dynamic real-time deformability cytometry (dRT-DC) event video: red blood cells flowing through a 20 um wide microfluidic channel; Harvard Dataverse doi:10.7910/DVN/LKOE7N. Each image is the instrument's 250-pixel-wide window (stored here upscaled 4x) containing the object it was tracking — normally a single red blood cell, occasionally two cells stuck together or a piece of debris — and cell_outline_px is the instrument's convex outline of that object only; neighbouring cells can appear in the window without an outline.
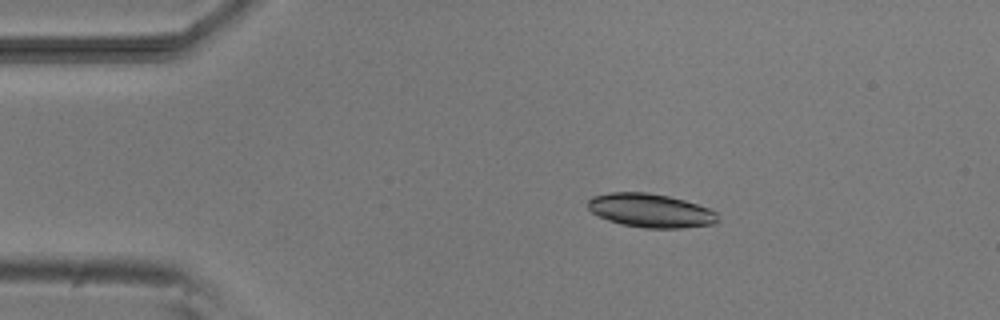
{"species": "common noctule bat (a hibernating species)", "species_latin": "Nyctalus noctula", "temperature_condition": "room temperature", "stored_images_in_passage": 5, "camera_frame_rate_fps": 3000, "um_per_image_px": 0.085, "animal": {"sex": "male", "body_mass_g": 20.5, "forearm_length_mm": 52.5}, "frame": {"image": 1, "passage_image": 2, "time_ms": 1.0, "image_size_px": [1000, 320], "cell_outline_px": [[720, 220], [716, 224], [684, 228], [644, 228], [620, 224], [608, 220], [592, 212], [588, 208], [588, 200], [592, 196], [608, 192], [648, 192], [668, 196], [684, 200], [708, 208], [716, 212]], "centroid_in_image_um": [55.31, 17.9], "position_along_channel_um": 29.7, "area_um2": 25.72}}
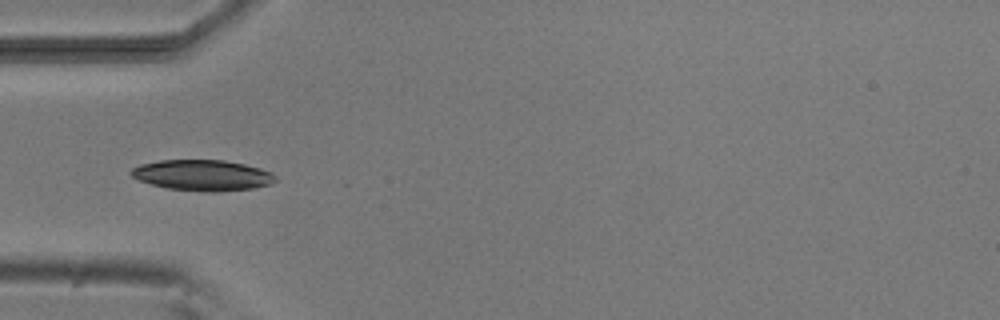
{"frame": {"image": 2, "passage_image": 4, "time_ms": 3.333, "image_size_px": [1000, 320], "cell_outline_px": [[276, 180], [272, 184], [252, 188], [220, 192], [208, 192], [168, 188], [152, 184], [140, 180], [132, 176], [128, 172], [132, 168], [140, 164], [160, 160], [224, 160], [244, 164], [260, 168], [272, 172], [276, 176]], "centroid_in_image_um": [17.23, 14.89], "position_along_channel_um": 67.8, "area_um2": 25.95}}
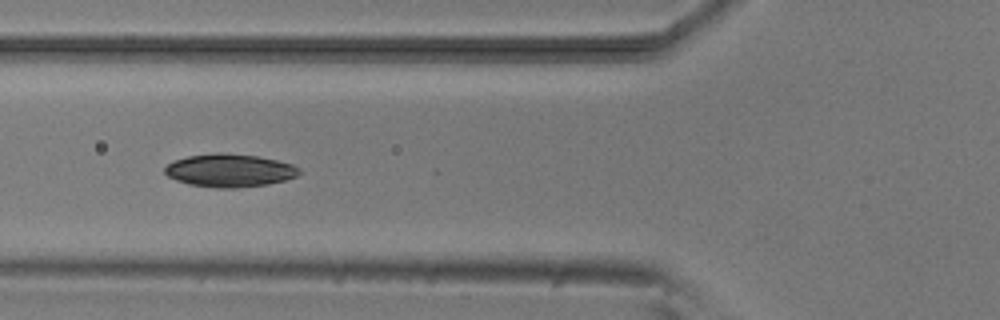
{"frame": {"image": 3, "passage_image": 5, "time_ms": 4.333, "image_size_px": [1000, 320], "cell_outline_px": [[300, 172], [296, 176], [284, 180], [268, 184], [236, 188], [216, 188], [188, 184], [176, 180], [168, 176], [164, 172], [164, 168], [172, 160], [188, 156], [216, 152], [256, 156], [276, 160], [292, 164], [300, 168]], "centroid_in_image_um": [19.48, 14.49], "position_along_channel_um": 106.3, "area_um2": 25.84}}